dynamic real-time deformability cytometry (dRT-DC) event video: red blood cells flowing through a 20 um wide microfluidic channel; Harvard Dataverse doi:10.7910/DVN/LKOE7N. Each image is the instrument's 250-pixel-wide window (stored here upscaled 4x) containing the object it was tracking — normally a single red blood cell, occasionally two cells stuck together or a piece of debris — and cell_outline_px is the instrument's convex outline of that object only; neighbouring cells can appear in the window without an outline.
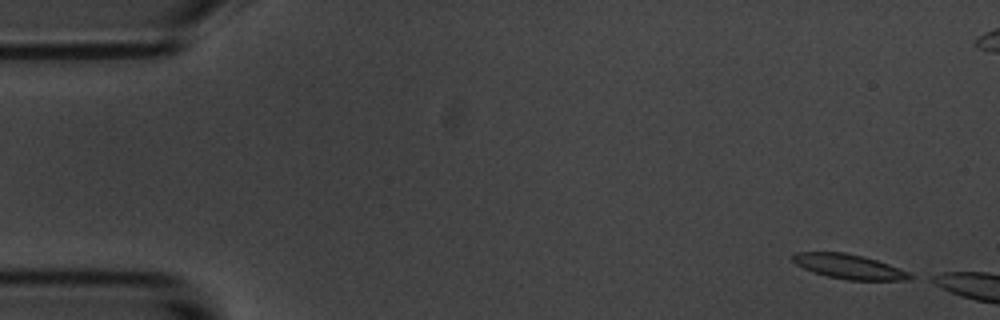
{"species": "common noctule bat (a hibernating species)", "species_latin": "Nyctalus noctula", "temperature_condition": "room temperature", "stored_images_in_passage": 3, "camera_frame_rate_fps": 3000, "um_per_image_px": 0.085, "animal": {"sex": "male", "body_mass_g": 20.1, "forearm_length_mm": 53.5}, "frame": {"image": 1, "passage_image": 1, "time_ms": 0.0, "image_size_px": [1000, 320], "cell_outline_px": [[916, 276], [912, 280], [848, 280], [828, 276], [812, 272], [796, 264], [792, 260], [792, 256], [796, 252], [844, 252], [864, 256], [888, 264], [908, 272]], "centroid_in_image_um": [72.18, 22.66], "position_along_channel_um": 12.8, "area_um2": 16.82}}